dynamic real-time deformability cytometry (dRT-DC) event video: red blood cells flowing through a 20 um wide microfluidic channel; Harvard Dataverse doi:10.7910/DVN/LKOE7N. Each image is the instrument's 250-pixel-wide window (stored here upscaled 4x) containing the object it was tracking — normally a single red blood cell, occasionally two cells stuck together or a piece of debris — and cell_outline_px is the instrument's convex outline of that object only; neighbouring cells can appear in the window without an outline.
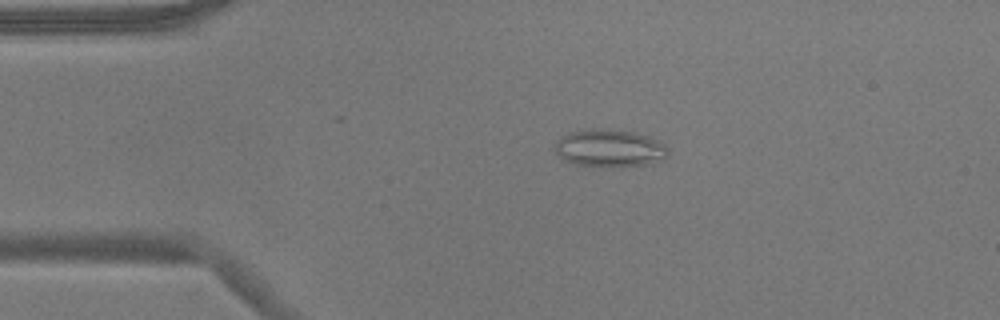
{"species": "common noctule bat (a hibernating species)", "species_latin": "Nyctalus noctula", "temperature_condition": "warm", "stored_images_in_passage": 55, "camera_frame_rate_fps": 3000, "um_per_image_px": 0.085, "animal": {"sex": "male", "body_mass_g": 17.9}, "frame": {"image": 1, "passage_image": 11, "time_ms": 3.333, "image_size_px": [1000, 320], "cell_outline_px": [[668, 156], [664, 160], [648, 164], [612, 168], [576, 164], [560, 156], [552, 148], [556, 140], [560, 136], [568, 132], [592, 128], [608, 128], [636, 132], [656, 140], [664, 144], [668, 148]], "centroid_in_image_um": [51.81, 12.59], "position_along_channel_um": 33.2, "area_um2": 25.32}}
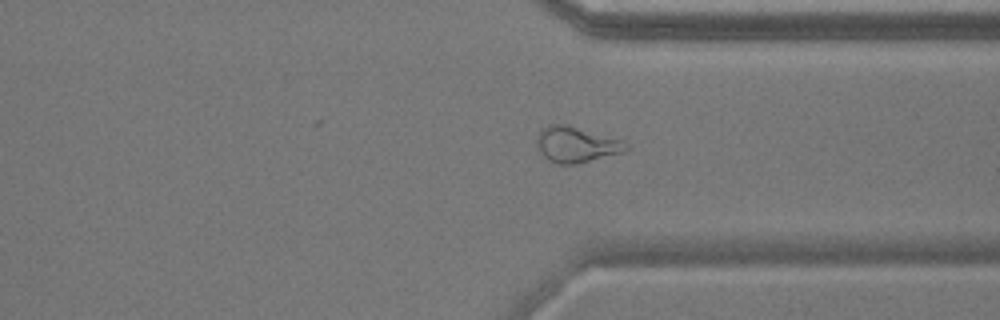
{"frame": {"image": 2, "passage_image": 41, "time_ms": 13.333, "image_size_px": [1000, 320], "cell_outline_px": [[628, 152], [576, 164], [556, 164], [548, 160], [540, 152], [536, 144], [536, 136], [540, 128], [548, 124], [568, 124], [624, 140], [628, 144]], "centroid_in_image_um": [49.0, 12.28], "position_along_channel_um": 362.4, "area_um2": 19.19}}
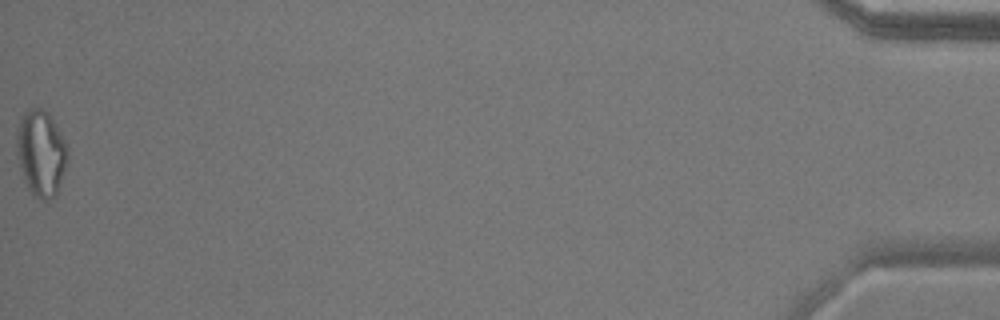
{"frame": {"image": 3, "passage_image": 55, "time_ms": 18.0, "image_size_px": [1000, 320], "cell_outline_px": [[68, 156], [56, 196], [48, 200], [40, 200], [32, 196], [28, 188], [20, 168], [16, 152], [16, 136], [20, 120], [24, 112], [28, 108], [44, 108], [48, 112], [60, 132], [64, 140]], "centroid_in_image_um": [3.46, 13.02], "position_along_channel_um": 431.7, "area_um2": 25.49}, "authors_computed_cell_mechanics": {"area_um2": 20.1722, "velocity_mm_per_s": 3.6617, "shape_relaxation_time_tau1_ms": null, "shape_relaxation_time_tau2_ms": 2.8017, "deformation_change_tau1": null, "deformation_change_tau2": 0.1193}}